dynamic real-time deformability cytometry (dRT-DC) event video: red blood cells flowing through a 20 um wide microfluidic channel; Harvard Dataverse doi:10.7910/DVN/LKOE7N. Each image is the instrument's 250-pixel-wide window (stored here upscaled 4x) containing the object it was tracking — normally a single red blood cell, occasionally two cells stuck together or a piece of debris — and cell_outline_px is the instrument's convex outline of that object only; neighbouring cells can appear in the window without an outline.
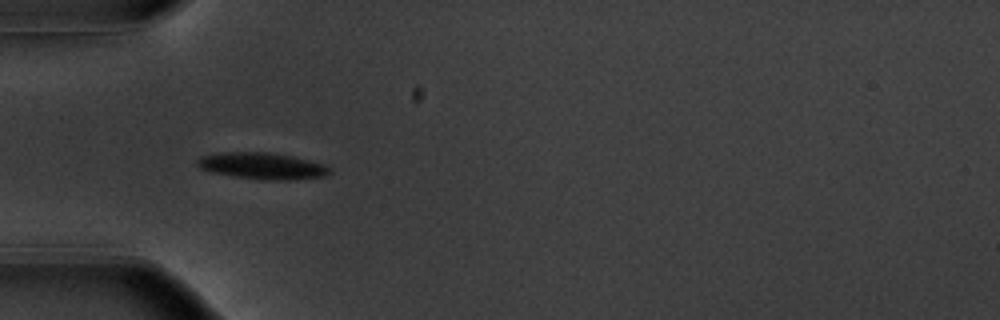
{"species": "common noctule bat (a hibernating species)", "species_latin": "Nyctalus noctula", "temperature_condition": "warm", "stored_images_in_passage": 38, "camera_frame_rate_fps": 3000, "um_per_image_px": 0.085, "animal": {"sex": "male", "body_mass_g": 20.1, "forearm_length_mm": 53.5}, "frame": {"image": 1, "passage_image": 1, "time_ms": 0.0, "image_size_px": [1000, 320], "cell_outline_px": [[332, 172], [324, 176], [288, 180], [264, 180], [232, 176], [212, 172], [200, 168], [196, 164], [196, 160], [200, 156], [220, 152], [268, 152], [292, 156], [308, 160], [320, 164], [328, 168]], "centroid_in_image_um": [22.21, 14.1], "position_along_channel_um": 62.8, "area_um2": 20.35}}
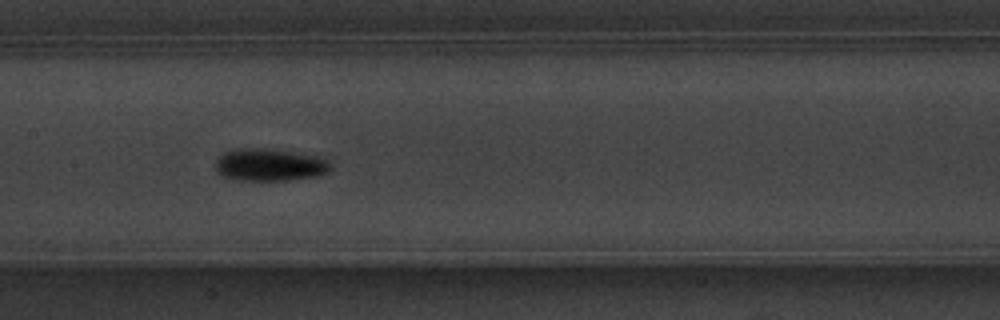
{"frame": {"image": 2, "passage_image": 11, "time_ms": 3.333, "image_size_px": [1000, 320], "cell_outline_px": [[332, 168], [328, 172], [320, 176], [292, 180], [236, 180], [220, 176], [216, 172], [216, 160], [224, 152], [232, 148], [264, 148], [296, 152], [320, 156], [328, 160], [332, 164]], "centroid_in_image_um": [22.95, 14.01], "position_along_channel_um": 184.5, "area_um2": 22.31}}
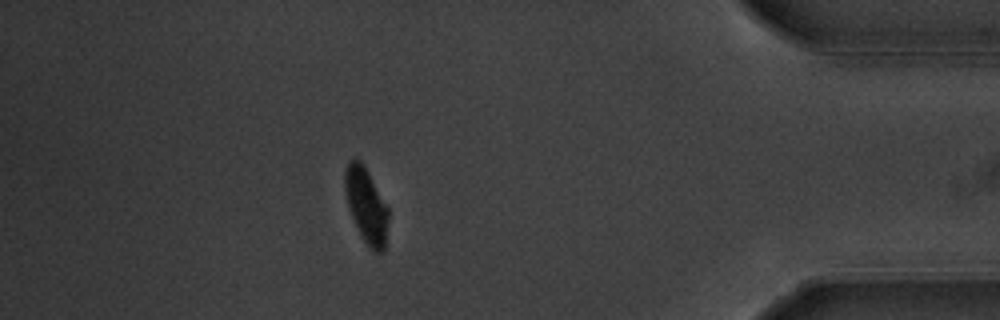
{"frame": {"image": 3, "passage_image": 32, "time_ms": 10.333, "image_size_px": [1000, 320], "cell_outline_px": [[388, 220], [384, 248], [380, 252], [376, 252], [364, 240], [352, 216], [348, 204], [344, 188], [344, 172], [348, 160], [360, 160], [364, 164], [388, 208]], "centroid_in_image_um": [31.12, 17.39], "position_along_channel_um": 404.1, "area_um2": 18.5}, "authors_computed_cell_mechanics": {"area_um2": 19.6231, "velocity_mm_per_s": 3.7108, "shape_relaxation_time_tau1_ms": 1.5636, "shape_relaxation_time_tau2_ms": 6.9915, "deformation_change_tau1": 0.1288, "deformation_change_tau2": 0.0681}}